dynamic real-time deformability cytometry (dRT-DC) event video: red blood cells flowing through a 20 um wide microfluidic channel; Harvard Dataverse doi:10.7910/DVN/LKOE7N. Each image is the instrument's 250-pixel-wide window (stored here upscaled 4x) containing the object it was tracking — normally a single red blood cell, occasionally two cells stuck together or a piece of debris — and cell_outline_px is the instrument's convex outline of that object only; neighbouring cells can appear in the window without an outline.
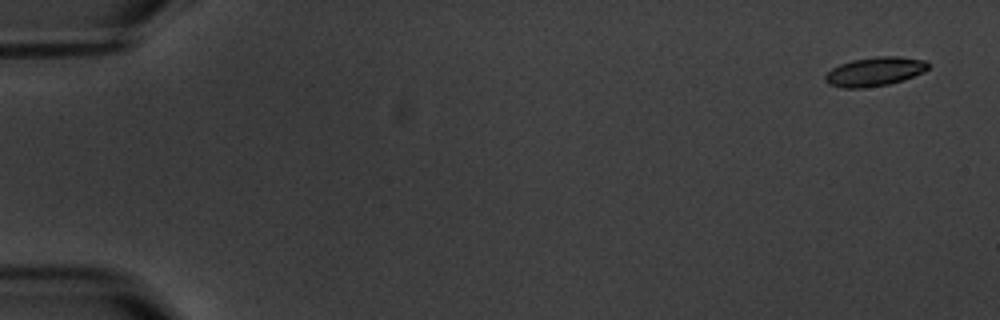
{"species": "common noctule bat (a hibernating species)", "species_latin": "Nyctalus noctula", "temperature_condition": "warm", "stored_images_in_passage": 4, "camera_frame_rate_fps": 3000, "um_per_image_px": 0.085, "animal": {"sex": "male", "body_mass_g": 20.1, "forearm_length_mm": 53.5}, "frame": {"image": 1, "passage_image": 1, "time_ms": 0.0, "image_size_px": [1000, 320], "cell_outline_px": [[928, 68], [924, 72], [888, 84], [864, 88], [844, 88], [828, 84], [824, 80], [824, 76], [832, 68], [840, 64], [852, 60], [876, 56], [896, 56], [928, 60]], "centroid_in_image_um": [74.33, 6.07], "position_along_channel_um": 10.7, "area_um2": 17.34}}